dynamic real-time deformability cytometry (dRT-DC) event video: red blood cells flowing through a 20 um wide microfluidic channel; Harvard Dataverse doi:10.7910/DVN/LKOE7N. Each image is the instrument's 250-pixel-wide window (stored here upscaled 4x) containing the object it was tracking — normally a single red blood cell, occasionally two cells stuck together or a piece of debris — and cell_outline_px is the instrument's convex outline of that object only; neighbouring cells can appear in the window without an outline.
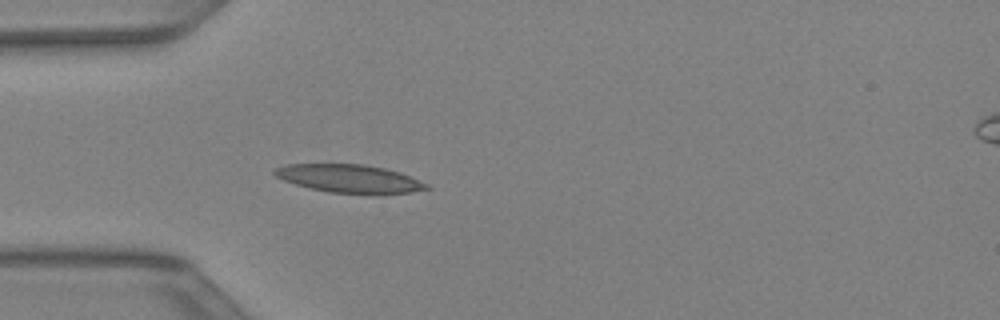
{"species": "Egyptian fruit bat (a non-hibernating species)", "species_latin": "Rousettus aegyptiacus", "temperature_condition": "warm", "stored_images_in_passage": 31, "camera_frame_rate_fps": 3000, "um_per_image_px": 0.085, "animal": {"sex": "female"}, "frame": {"image": 1, "passage_image": 1, "time_ms": 0.0, "image_size_px": [1000, 320], "cell_outline_px": [[432, 188], [412, 192], [328, 192], [296, 184], [284, 180], [276, 176], [272, 172], [276, 168], [288, 164], [364, 164], [384, 168], [400, 172], [428, 184]], "centroid_in_image_um": [29.69, 15.15], "position_along_channel_um": 55.3, "area_um2": 24.16}}
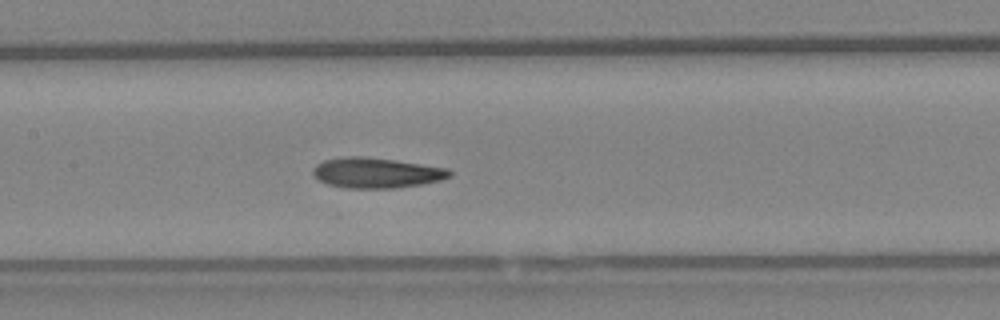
{"frame": {"image": 2, "passage_image": 9, "time_ms": 2.667, "image_size_px": [1000, 320], "cell_outline_px": [[452, 176], [440, 180], [420, 184], [396, 188], [344, 188], [328, 184], [312, 176], [312, 168], [316, 164], [324, 160], [352, 156], [364, 156], [448, 168], [452, 172]], "centroid_in_image_um": [31.96, 14.69], "position_along_channel_um": 175.4, "area_um2": 24.04}}
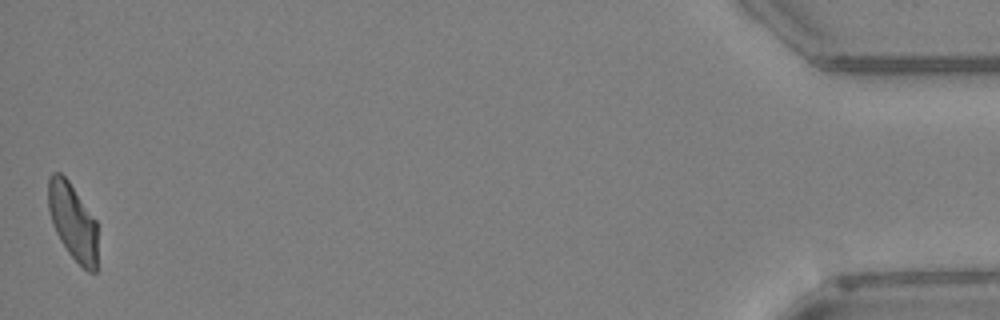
{"frame": {"image": 3, "passage_image": 31, "time_ms": 10.0, "image_size_px": [1000, 320], "cell_outline_px": [[96, 272], [88, 272], [68, 252], [60, 240], [56, 232], [48, 208], [48, 176], [52, 172], [60, 172], [68, 180], [96, 220]], "centroid_in_image_um": [6.17, 18.8], "position_along_channel_um": 429.0, "area_um2": 21.73}}